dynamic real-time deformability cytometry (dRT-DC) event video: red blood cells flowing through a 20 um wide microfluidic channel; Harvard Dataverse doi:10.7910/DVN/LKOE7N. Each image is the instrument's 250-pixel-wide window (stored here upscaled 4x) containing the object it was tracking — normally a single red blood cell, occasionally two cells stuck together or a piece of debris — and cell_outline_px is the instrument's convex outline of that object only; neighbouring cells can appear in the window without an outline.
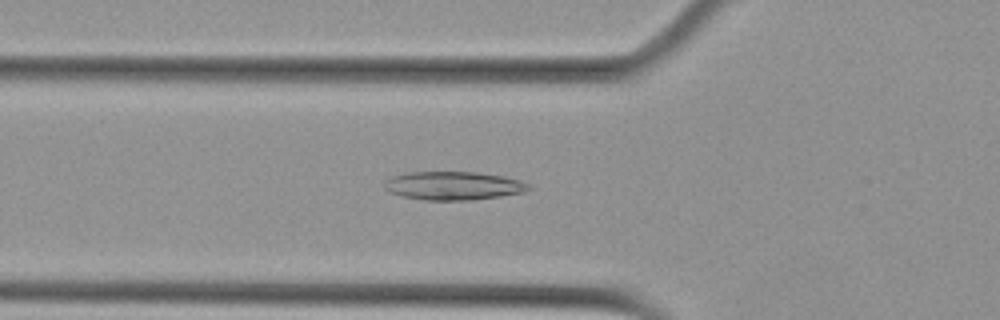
{"species": "Egyptian fruit bat (a non-hibernating species)", "species_latin": "Rousettus aegyptiacus", "temperature_condition": "cold", "stored_images_in_passage": 55, "camera_frame_rate_fps": 3000, "um_per_image_px": 0.085, "animal": {"sex": "female"}, "frame": {"image": 1, "passage_image": 19, "time_ms": 6.0, "image_size_px": [1000, 320], "cell_outline_px": [[532, 188], [524, 192], [500, 196], [468, 200], [424, 200], [400, 196], [388, 192], [384, 188], [384, 180], [392, 176], [408, 172], [476, 172], [504, 176], [520, 180], [528, 184]], "centroid_in_image_um": [38.5, 15.78], "position_along_channel_um": 87.3, "area_um2": 24.04}}
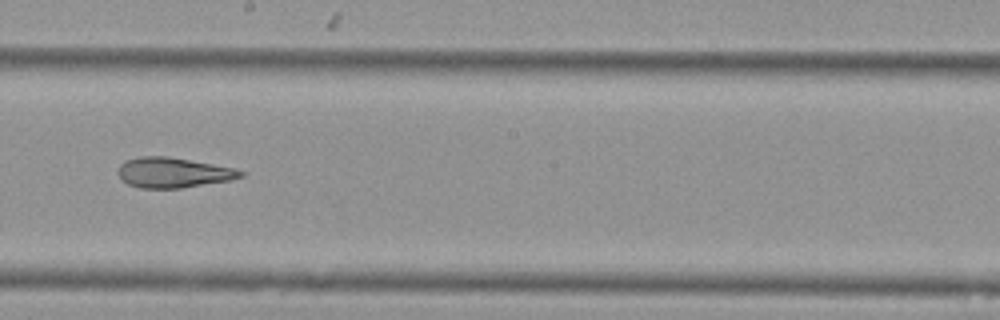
{"frame": {"image": 2, "passage_image": 31, "time_ms": 10.0, "image_size_px": [1000, 320], "cell_outline_px": [[244, 176], [228, 180], [180, 188], [140, 188], [128, 184], [116, 172], [120, 164], [128, 160], [140, 156], [168, 156], [212, 164], [232, 168], [244, 172]], "centroid_in_image_um": [14.68, 14.67], "position_along_channel_um": 233.5, "area_um2": 21.21}}
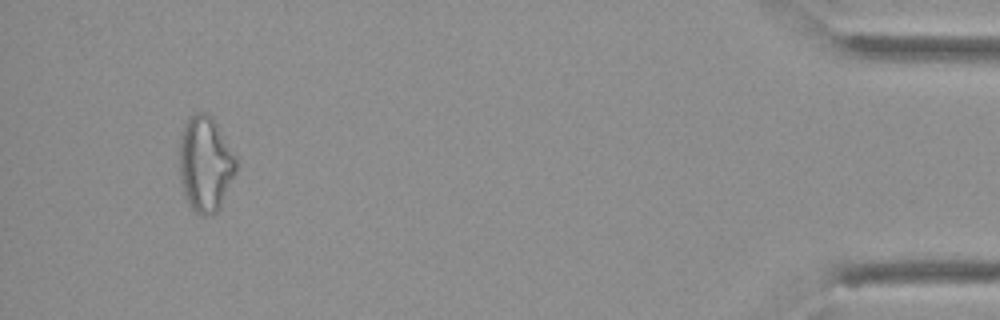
{"frame": {"image": 3, "passage_image": 52, "time_ms": 17.0, "image_size_px": [1000, 320], "cell_outline_px": [[236, 168], [220, 208], [212, 216], [200, 216], [188, 204], [184, 196], [180, 176], [180, 136], [184, 124], [188, 116], [196, 112], [208, 112], [212, 116], [236, 160]], "centroid_in_image_um": [17.41, 13.94], "position_along_channel_um": 417.8, "area_um2": 31.33}, "authors_computed_cell_mechanics": {"area_um2": 25.3164, "velocity_mm_per_s": 3.6557, "shape_relaxation_time_tau1_ms": null, "shape_relaxation_time_tau2_ms": 5.9783, "deformation_change_tau1": null, "deformation_change_tau2": 0.1695}}